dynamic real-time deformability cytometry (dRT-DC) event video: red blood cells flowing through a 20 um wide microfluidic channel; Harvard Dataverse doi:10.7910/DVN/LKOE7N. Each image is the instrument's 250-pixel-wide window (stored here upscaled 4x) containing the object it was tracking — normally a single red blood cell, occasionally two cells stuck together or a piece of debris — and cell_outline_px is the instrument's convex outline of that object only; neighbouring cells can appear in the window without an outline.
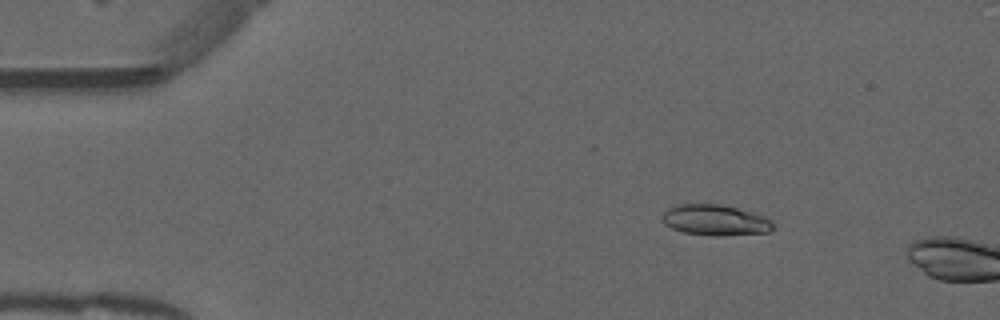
{"species": "common noctule bat (a hibernating species)", "species_latin": "Nyctalus noctula", "temperature_condition": "warm", "stored_images_in_passage": 7, "camera_frame_rate_fps": 3000, "um_per_image_px": 0.085, "animal": {"sex": "male", "forearm_length_mm": 52.5}, "frame": {"image": 1, "passage_image": 5, "time_ms": 1.333, "image_size_px": [1000, 320], "cell_outline_px": [[772, 228], [768, 232], [716, 236], [684, 232], [672, 228], [664, 224], [664, 212], [668, 208], [676, 204], [720, 204], [736, 208], [764, 216], [772, 220]], "centroid_in_image_um": [60.78, 18.7], "position_along_channel_um": 24.2, "area_um2": 19.54}}